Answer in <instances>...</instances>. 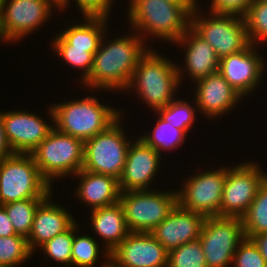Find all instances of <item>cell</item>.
I'll return each instance as SVG.
<instances>
[{
	"mask_svg": "<svg viewBox=\"0 0 267 267\" xmlns=\"http://www.w3.org/2000/svg\"><path fill=\"white\" fill-rule=\"evenodd\" d=\"M142 39L138 34L130 35L115 38L105 46L102 39L94 54L91 72L83 84L92 88L126 90L139 60L147 53Z\"/></svg>",
	"mask_w": 267,
	"mask_h": 267,
	"instance_id": "cell-1",
	"label": "cell"
},
{
	"mask_svg": "<svg viewBox=\"0 0 267 267\" xmlns=\"http://www.w3.org/2000/svg\"><path fill=\"white\" fill-rule=\"evenodd\" d=\"M49 113L57 131L83 141L105 131L121 116L94 96L52 105Z\"/></svg>",
	"mask_w": 267,
	"mask_h": 267,
	"instance_id": "cell-2",
	"label": "cell"
},
{
	"mask_svg": "<svg viewBox=\"0 0 267 267\" xmlns=\"http://www.w3.org/2000/svg\"><path fill=\"white\" fill-rule=\"evenodd\" d=\"M177 66L161 54L147 50L139 60L127 89L136 87L144 102L157 111L174 100L176 87L182 79L181 69Z\"/></svg>",
	"mask_w": 267,
	"mask_h": 267,
	"instance_id": "cell-3",
	"label": "cell"
},
{
	"mask_svg": "<svg viewBox=\"0 0 267 267\" xmlns=\"http://www.w3.org/2000/svg\"><path fill=\"white\" fill-rule=\"evenodd\" d=\"M129 18L135 30L171 42H177L191 25V14L167 0H131Z\"/></svg>",
	"mask_w": 267,
	"mask_h": 267,
	"instance_id": "cell-4",
	"label": "cell"
},
{
	"mask_svg": "<svg viewBox=\"0 0 267 267\" xmlns=\"http://www.w3.org/2000/svg\"><path fill=\"white\" fill-rule=\"evenodd\" d=\"M51 186L31 154L14 153L0 161V205L24 199H45Z\"/></svg>",
	"mask_w": 267,
	"mask_h": 267,
	"instance_id": "cell-5",
	"label": "cell"
},
{
	"mask_svg": "<svg viewBox=\"0 0 267 267\" xmlns=\"http://www.w3.org/2000/svg\"><path fill=\"white\" fill-rule=\"evenodd\" d=\"M41 176L52 178L78 173L84 162V141L53 128L31 153Z\"/></svg>",
	"mask_w": 267,
	"mask_h": 267,
	"instance_id": "cell-6",
	"label": "cell"
},
{
	"mask_svg": "<svg viewBox=\"0 0 267 267\" xmlns=\"http://www.w3.org/2000/svg\"><path fill=\"white\" fill-rule=\"evenodd\" d=\"M119 119L105 131L84 141L83 170L120 179L130 141L125 139Z\"/></svg>",
	"mask_w": 267,
	"mask_h": 267,
	"instance_id": "cell-7",
	"label": "cell"
},
{
	"mask_svg": "<svg viewBox=\"0 0 267 267\" xmlns=\"http://www.w3.org/2000/svg\"><path fill=\"white\" fill-rule=\"evenodd\" d=\"M119 203L130 232H150L178 203L177 192L134 190L121 192Z\"/></svg>",
	"mask_w": 267,
	"mask_h": 267,
	"instance_id": "cell-8",
	"label": "cell"
},
{
	"mask_svg": "<svg viewBox=\"0 0 267 267\" xmlns=\"http://www.w3.org/2000/svg\"><path fill=\"white\" fill-rule=\"evenodd\" d=\"M245 239L242 218L206 217L201 229V242L207 267H227L239 244Z\"/></svg>",
	"mask_w": 267,
	"mask_h": 267,
	"instance_id": "cell-9",
	"label": "cell"
},
{
	"mask_svg": "<svg viewBox=\"0 0 267 267\" xmlns=\"http://www.w3.org/2000/svg\"><path fill=\"white\" fill-rule=\"evenodd\" d=\"M191 15L190 27L207 41L219 59L244 50L248 45L245 20L235 15L210 14V18Z\"/></svg>",
	"mask_w": 267,
	"mask_h": 267,
	"instance_id": "cell-10",
	"label": "cell"
},
{
	"mask_svg": "<svg viewBox=\"0 0 267 267\" xmlns=\"http://www.w3.org/2000/svg\"><path fill=\"white\" fill-rule=\"evenodd\" d=\"M267 177L256 163L240 164L227 168L220 217H242L256 197L258 190Z\"/></svg>",
	"mask_w": 267,
	"mask_h": 267,
	"instance_id": "cell-11",
	"label": "cell"
},
{
	"mask_svg": "<svg viewBox=\"0 0 267 267\" xmlns=\"http://www.w3.org/2000/svg\"><path fill=\"white\" fill-rule=\"evenodd\" d=\"M227 168L215 171H205L190 177L184 184V189L177 192L180 206L205 217H220V206Z\"/></svg>",
	"mask_w": 267,
	"mask_h": 267,
	"instance_id": "cell-12",
	"label": "cell"
},
{
	"mask_svg": "<svg viewBox=\"0 0 267 267\" xmlns=\"http://www.w3.org/2000/svg\"><path fill=\"white\" fill-rule=\"evenodd\" d=\"M53 5L59 8L55 0H3L0 37L10 42L31 33L48 19Z\"/></svg>",
	"mask_w": 267,
	"mask_h": 267,
	"instance_id": "cell-13",
	"label": "cell"
},
{
	"mask_svg": "<svg viewBox=\"0 0 267 267\" xmlns=\"http://www.w3.org/2000/svg\"><path fill=\"white\" fill-rule=\"evenodd\" d=\"M112 267H167L168 251L150 232L130 234L110 253Z\"/></svg>",
	"mask_w": 267,
	"mask_h": 267,
	"instance_id": "cell-14",
	"label": "cell"
},
{
	"mask_svg": "<svg viewBox=\"0 0 267 267\" xmlns=\"http://www.w3.org/2000/svg\"><path fill=\"white\" fill-rule=\"evenodd\" d=\"M5 136L13 153L31 154L54 128L33 113H1Z\"/></svg>",
	"mask_w": 267,
	"mask_h": 267,
	"instance_id": "cell-15",
	"label": "cell"
},
{
	"mask_svg": "<svg viewBox=\"0 0 267 267\" xmlns=\"http://www.w3.org/2000/svg\"><path fill=\"white\" fill-rule=\"evenodd\" d=\"M205 218L203 214L192 212L177 203L169 215L150 233L169 252L199 239Z\"/></svg>",
	"mask_w": 267,
	"mask_h": 267,
	"instance_id": "cell-16",
	"label": "cell"
},
{
	"mask_svg": "<svg viewBox=\"0 0 267 267\" xmlns=\"http://www.w3.org/2000/svg\"><path fill=\"white\" fill-rule=\"evenodd\" d=\"M253 48L249 44L241 52L219 60L218 72L242 97L257 86L264 70V60Z\"/></svg>",
	"mask_w": 267,
	"mask_h": 267,
	"instance_id": "cell-17",
	"label": "cell"
},
{
	"mask_svg": "<svg viewBox=\"0 0 267 267\" xmlns=\"http://www.w3.org/2000/svg\"><path fill=\"white\" fill-rule=\"evenodd\" d=\"M135 142L130 143L125 167L119 179L121 192L146 190L159 168L161 154L141 138Z\"/></svg>",
	"mask_w": 267,
	"mask_h": 267,
	"instance_id": "cell-18",
	"label": "cell"
},
{
	"mask_svg": "<svg viewBox=\"0 0 267 267\" xmlns=\"http://www.w3.org/2000/svg\"><path fill=\"white\" fill-rule=\"evenodd\" d=\"M196 104L208 117L223 115L243 98L217 71L196 81Z\"/></svg>",
	"mask_w": 267,
	"mask_h": 267,
	"instance_id": "cell-19",
	"label": "cell"
},
{
	"mask_svg": "<svg viewBox=\"0 0 267 267\" xmlns=\"http://www.w3.org/2000/svg\"><path fill=\"white\" fill-rule=\"evenodd\" d=\"M50 196L51 194L38 205L35 211L33 226L27 238L32 252L37 245H43L76 223L68 210L51 203V201L49 202Z\"/></svg>",
	"mask_w": 267,
	"mask_h": 267,
	"instance_id": "cell-20",
	"label": "cell"
},
{
	"mask_svg": "<svg viewBox=\"0 0 267 267\" xmlns=\"http://www.w3.org/2000/svg\"><path fill=\"white\" fill-rule=\"evenodd\" d=\"M75 176L81 177L77 189L78 198L94 209L119 202L121 190L119 180L113 176L97 174L81 169Z\"/></svg>",
	"mask_w": 267,
	"mask_h": 267,
	"instance_id": "cell-21",
	"label": "cell"
},
{
	"mask_svg": "<svg viewBox=\"0 0 267 267\" xmlns=\"http://www.w3.org/2000/svg\"><path fill=\"white\" fill-rule=\"evenodd\" d=\"M189 33V34H188ZM184 46L186 69L194 81L209 74L215 73L219 68V58L211 45L198 35L191 27L176 42Z\"/></svg>",
	"mask_w": 267,
	"mask_h": 267,
	"instance_id": "cell-22",
	"label": "cell"
},
{
	"mask_svg": "<svg viewBox=\"0 0 267 267\" xmlns=\"http://www.w3.org/2000/svg\"><path fill=\"white\" fill-rule=\"evenodd\" d=\"M91 214L90 219L94 230L107 241L105 255L110 260V253L130 234L123 208L118 202L94 209Z\"/></svg>",
	"mask_w": 267,
	"mask_h": 267,
	"instance_id": "cell-23",
	"label": "cell"
},
{
	"mask_svg": "<svg viewBox=\"0 0 267 267\" xmlns=\"http://www.w3.org/2000/svg\"><path fill=\"white\" fill-rule=\"evenodd\" d=\"M88 23L73 25L60 36L70 45L80 48H99L107 17L85 16Z\"/></svg>",
	"mask_w": 267,
	"mask_h": 267,
	"instance_id": "cell-24",
	"label": "cell"
},
{
	"mask_svg": "<svg viewBox=\"0 0 267 267\" xmlns=\"http://www.w3.org/2000/svg\"><path fill=\"white\" fill-rule=\"evenodd\" d=\"M245 238L267 233V177L262 182L256 197L241 217Z\"/></svg>",
	"mask_w": 267,
	"mask_h": 267,
	"instance_id": "cell-25",
	"label": "cell"
},
{
	"mask_svg": "<svg viewBox=\"0 0 267 267\" xmlns=\"http://www.w3.org/2000/svg\"><path fill=\"white\" fill-rule=\"evenodd\" d=\"M43 200L24 199L2 205L12 222L16 234L28 238L33 226L35 211Z\"/></svg>",
	"mask_w": 267,
	"mask_h": 267,
	"instance_id": "cell-26",
	"label": "cell"
},
{
	"mask_svg": "<svg viewBox=\"0 0 267 267\" xmlns=\"http://www.w3.org/2000/svg\"><path fill=\"white\" fill-rule=\"evenodd\" d=\"M57 36L58 37H56V40L53 39L54 49L68 64H71L73 67H77L79 70L82 69L84 71V76L82 75V80L84 81L91 72L94 54L98 48L74 47L68 44L60 35Z\"/></svg>",
	"mask_w": 267,
	"mask_h": 267,
	"instance_id": "cell-27",
	"label": "cell"
},
{
	"mask_svg": "<svg viewBox=\"0 0 267 267\" xmlns=\"http://www.w3.org/2000/svg\"><path fill=\"white\" fill-rule=\"evenodd\" d=\"M186 134L173 126L170 121L167 122L161 117L157 120V124L151 135H144L141 139L159 154L160 150L175 149L184 141Z\"/></svg>",
	"mask_w": 267,
	"mask_h": 267,
	"instance_id": "cell-28",
	"label": "cell"
},
{
	"mask_svg": "<svg viewBox=\"0 0 267 267\" xmlns=\"http://www.w3.org/2000/svg\"><path fill=\"white\" fill-rule=\"evenodd\" d=\"M27 238L21 235L0 237V267H15L30 258Z\"/></svg>",
	"mask_w": 267,
	"mask_h": 267,
	"instance_id": "cell-29",
	"label": "cell"
},
{
	"mask_svg": "<svg viewBox=\"0 0 267 267\" xmlns=\"http://www.w3.org/2000/svg\"><path fill=\"white\" fill-rule=\"evenodd\" d=\"M243 18L249 44L267 41V3L253 0Z\"/></svg>",
	"mask_w": 267,
	"mask_h": 267,
	"instance_id": "cell-30",
	"label": "cell"
},
{
	"mask_svg": "<svg viewBox=\"0 0 267 267\" xmlns=\"http://www.w3.org/2000/svg\"><path fill=\"white\" fill-rule=\"evenodd\" d=\"M167 267H207L199 239L168 252Z\"/></svg>",
	"mask_w": 267,
	"mask_h": 267,
	"instance_id": "cell-31",
	"label": "cell"
},
{
	"mask_svg": "<svg viewBox=\"0 0 267 267\" xmlns=\"http://www.w3.org/2000/svg\"><path fill=\"white\" fill-rule=\"evenodd\" d=\"M76 224L74 223L68 230L57 234L51 240L41 245L42 251L58 263L66 264L69 267L71 264L72 244L74 240V232L76 231Z\"/></svg>",
	"mask_w": 267,
	"mask_h": 267,
	"instance_id": "cell-32",
	"label": "cell"
},
{
	"mask_svg": "<svg viewBox=\"0 0 267 267\" xmlns=\"http://www.w3.org/2000/svg\"><path fill=\"white\" fill-rule=\"evenodd\" d=\"M156 112L159 116L171 123V126L182 130L187 134L188 129L192 126L195 109L186 101L172 100L165 107L158 109Z\"/></svg>",
	"mask_w": 267,
	"mask_h": 267,
	"instance_id": "cell-33",
	"label": "cell"
},
{
	"mask_svg": "<svg viewBox=\"0 0 267 267\" xmlns=\"http://www.w3.org/2000/svg\"><path fill=\"white\" fill-rule=\"evenodd\" d=\"M72 244L71 264L77 267H92L99 256L98 243L88 235L76 236Z\"/></svg>",
	"mask_w": 267,
	"mask_h": 267,
	"instance_id": "cell-34",
	"label": "cell"
},
{
	"mask_svg": "<svg viewBox=\"0 0 267 267\" xmlns=\"http://www.w3.org/2000/svg\"><path fill=\"white\" fill-rule=\"evenodd\" d=\"M234 267H267L260 250L251 239L245 238L236 249Z\"/></svg>",
	"mask_w": 267,
	"mask_h": 267,
	"instance_id": "cell-35",
	"label": "cell"
},
{
	"mask_svg": "<svg viewBox=\"0 0 267 267\" xmlns=\"http://www.w3.org/2000/svg\"><path fill=\"white\" fill-rule=\"evenodd\" d=\"M253 0H212L211 12L214 14L239 15L244 17Z\"/></svg>",
	"mask_w": 267,
	"mask_h": 267,
	"instance_id": "cell-36",
	"label": "cell"
},
{
	"mask_svg": "<svg viewBox=\"0 0 267 267\" xmlns=\"http://www.w3.org/2000/svg\"><path fill=\"white\" fill-rule=\"evenodd\" d=\"M77 6L81 9L85 16H100L107 17L109 8L112 5V0H75ZM69 0H63L59 4V9L67 7Z\"/></svg>",
	"mask_w": 267,
	"mask_h": 267,
	"instance_id": "cell-37",
	"label": "cell"
},
{
	"mask_svg": "<svg viewBox=\"0 0 267 267\" xmlns=\"http://www.w3.org/2000/svg\"><path fill=\"white\" fill-rule=\"evenodd\" d=\"M12 235H17L12 222L8 218V214L5 208L0 205V237H9Z\"/></svg>",
	"mask_w": 267,
	"mask_h": 267,
	"instance_id": "cell-38",
	"label": "cell"
},
{
	"mask_svg": "<svg viewBox=\"0 0 267 267\" xmlns=\"http://www.w3.org/2000/svg\"><path fill=\"white\" fill-rule=\"evenodd\" d=\"M12 154L14 153L7 142L5 131H4V126H3V121H2L1 113H0V161L3 158L11 156Z\"/></svg>",
	"mask_w": 267,
	"mask_h": 267,
	"instance_id": "cell-39",
	"label": "cell"
},
{
	"mask_svg": "<svg viewBox=\"0 0 267 267\" xmlns=\"http://www.w3.org/2000/svg\"><path fill=\"white\" fill-rule=\"evenodd\" d=\"M260 250L267 265V233L254 235L250 238Z\"/></svg>",
	"mask_w": 267,
	"mask_h": 267,
	"instance_id": "cell-40",
	"label": "cell"
},
{
	"mask_svg": "<svg viewBox=\"0 0 267 267\" xmlns=\"http://www.w3.org/2000/svg\"><path fill=\"white\" fill-rule=\"evenodd\" d=\"M177 5L183 6L191 15L197 11V1L196 0H167Z\"/></svg>",
	"mask_w": 267,
	"mask_h": 267,
	"instance_id": "cell-41",
	"label": "cell"
},
{
	"mask_svg": "<svg viewBox=\"0 0 267 267\" xmlns=\"http://www.w3.org/2000/svg\"><path fill=\"white\" fill-rule=\"evenodd\" d=\"M103 267H112V266L110 265V260H109V262H107V263L105 264V266H103Z\"/></svg>",
	"mask_w": 267,
	"mask_h": 267,
	"instance_id": "cell-42",
	"label": "cell"
},
{
	"mask_svg": "<svg viewBox=\"0 0 267 267\" xmlns=\"http://www.w3.org/2000/svg\"><path fill=\"white\" fill-rule=\"evenodd\" d=\"M2 2H3V0H0V13H1Z\"/></svg>",
	"mask_w": 267,
	"mask_h": 267,
	"instance_id": "cell-43",
	"label": "cell"
},
{
	"mask_svg": "<svg viewBox=\"0 0 267 267\" xmlns=\"http://www.w3.org/2000/svg\"><path fill=\"white\" fill-rule=\"evenodd\" d=\"M58 4H60L63 0H55Z\"/></svg>",
	"mask_w": 267,
	"mask_h": 267,
	"instance_id": "cell-44",
	"label": "cell"
}]
</instances>
